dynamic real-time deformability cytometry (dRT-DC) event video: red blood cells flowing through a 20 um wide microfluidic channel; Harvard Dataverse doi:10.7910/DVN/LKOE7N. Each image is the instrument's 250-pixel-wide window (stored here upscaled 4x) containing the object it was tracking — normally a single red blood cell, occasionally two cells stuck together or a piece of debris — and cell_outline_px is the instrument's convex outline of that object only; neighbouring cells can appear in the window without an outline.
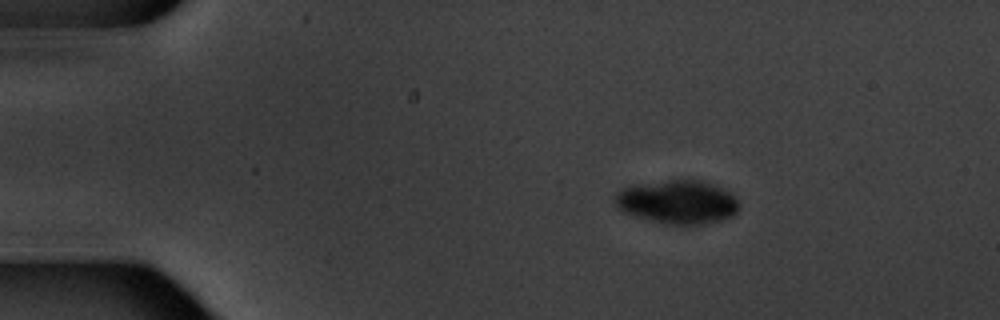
{"species": "common noctule bat (a hibernating species)", "species_latin": "Nyctalus noctula", "temperature_condition": "warm", "stored_images_in_passage": 4, "camera_frame_rate_fps": 3000, "um_per_image_px": 0.085, "animal": {"sex": "male", "body_mass_g": 20.1, "forearm_length_mm": 53.5}, "frame": {"image": 1, "passage_image": 1, "time_ms": 0.0, "image_size_px": [1000, 320], "cell_outline_px": [[740, 208], [732, 216], [720, 220], [704, 224], [664, 224], [624, 212], [616, 208], [616, 196], [624, 188], [640, 184], [668, 180], [700, 180], [724, 188], [732, 192], [736, 196], [740, 204]], "centroid_in_image_um": [57.67, 17.17], "position_along_channel_um": 27.3, "area_um2": 31.39}}